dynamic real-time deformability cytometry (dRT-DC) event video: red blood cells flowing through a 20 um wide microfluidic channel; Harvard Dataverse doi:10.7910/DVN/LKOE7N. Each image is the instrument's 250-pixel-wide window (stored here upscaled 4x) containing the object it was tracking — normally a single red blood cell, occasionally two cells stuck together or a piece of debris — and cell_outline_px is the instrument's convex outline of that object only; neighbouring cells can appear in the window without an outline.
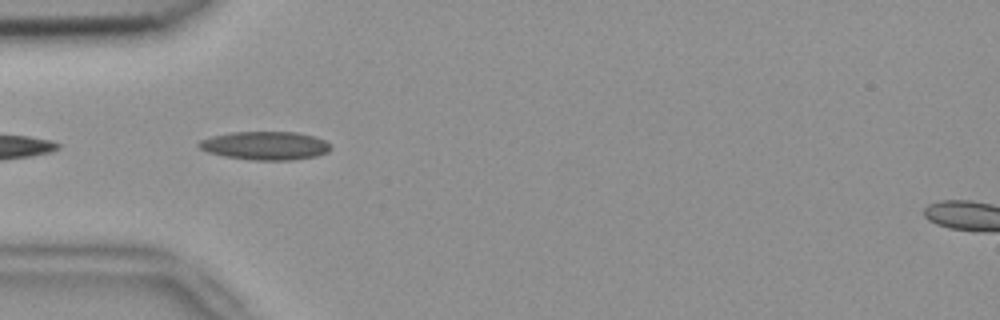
{"species": "common noctule bat (a hibernating species)", "species_latin": "Nyctalus noctula", "temperature_condition": "room temperature", "stored_images_in_passage": 8, "camera_frame_rate_fps": 3000, "um_per_image_px": 0.085, "animal": {"sex": "female", "body_mass_g": 18.4}, "frame": {"image": 1, "passage_image": 3, "time_ms": 0.667, "image_size_px": [1000, 320], "cell_outline_px": [[332, 148], [328, 152], [316, 156], [292, 160], [252, 160], [224, 156], [208, 152], [200, 148], [196, 144], [200, 140], [212, 136], [232, 132], [296, 132], [312, 136], [324, 140]], "centroid_in_image_um": [22.53, 12.38], "position_along_channel_um": 62.5, "area_um2": 21.73}}